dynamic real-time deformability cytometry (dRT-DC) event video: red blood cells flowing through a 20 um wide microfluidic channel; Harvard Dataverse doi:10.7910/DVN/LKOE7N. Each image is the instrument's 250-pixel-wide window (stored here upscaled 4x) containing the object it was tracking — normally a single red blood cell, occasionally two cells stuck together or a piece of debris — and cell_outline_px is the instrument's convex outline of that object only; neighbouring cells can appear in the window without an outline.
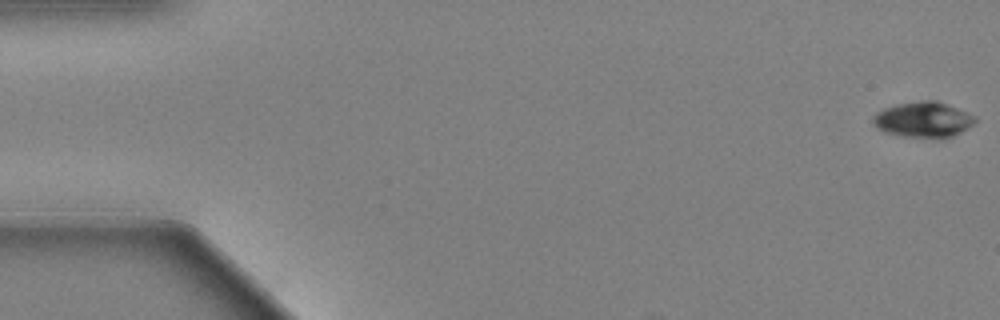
{"species": "Egyptian fruit bat (a non-hibernating species)", "species_latin": "Rousettus aegyptiacus", "temperature_condition": "warm", "stored_images_in_passage": 9, "camera_frame_rate_fps": 3000, "um_per_image_px": 0.085, "animal": {"sex": "female"}, "frame": {"image": 1, "passage_image": 1, "time_ms": 0.0, "image_size_px": [1000, 320], "cell_outline_px": [[976, 124], [944, 140], [936, 140], [904, 136], [884, 132], [876, 128], [872, 124], [872, 116], [876, 112], [884, 108], [896, 104], [920, 100], [936, 100], [968, 112], [976, 116]], "centroid_in_image_um": [78.49, 10.19], "position_along_channel_um": 6.5, "area_um2": 21.85}}